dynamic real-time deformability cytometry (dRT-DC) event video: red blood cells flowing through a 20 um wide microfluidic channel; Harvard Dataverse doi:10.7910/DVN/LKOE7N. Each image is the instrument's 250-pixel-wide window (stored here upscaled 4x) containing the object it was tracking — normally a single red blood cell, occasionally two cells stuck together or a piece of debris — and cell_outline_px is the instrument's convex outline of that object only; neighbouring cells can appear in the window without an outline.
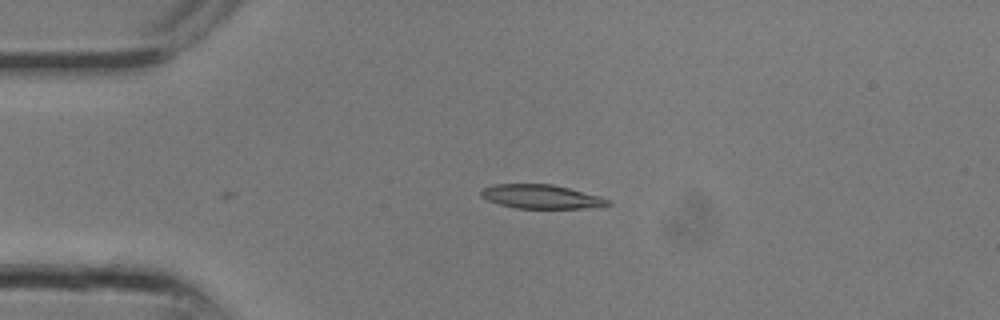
{"species": "common noctule bat (a hibernating species)", "species_latin": "Nyctalus noctula", "temperature_condition": "room temperature", "stored_images_in_passage": 5, "camera_frame_rate_fps": 3000, "um_per_image_px": 0.085, "animal": {"sex": "male", "body_mass_g": 13.3}, "frame": {"image": 1, "passage_image": 5, "time_ms": 1.333, "image_size_px": [1000, 320], "cell_outline_px": [[612, 204], [604, 208], [516, 208], [500, 204], [488, 200], [480, 196], [480, 192], [484, 188], [496, 184], [552, 184], [600, 196], [612, 200]], "centroid_in_image_um": [46.1, 16.73], "position_along_channel_um": 38.9, "area_um2": 17.8}}